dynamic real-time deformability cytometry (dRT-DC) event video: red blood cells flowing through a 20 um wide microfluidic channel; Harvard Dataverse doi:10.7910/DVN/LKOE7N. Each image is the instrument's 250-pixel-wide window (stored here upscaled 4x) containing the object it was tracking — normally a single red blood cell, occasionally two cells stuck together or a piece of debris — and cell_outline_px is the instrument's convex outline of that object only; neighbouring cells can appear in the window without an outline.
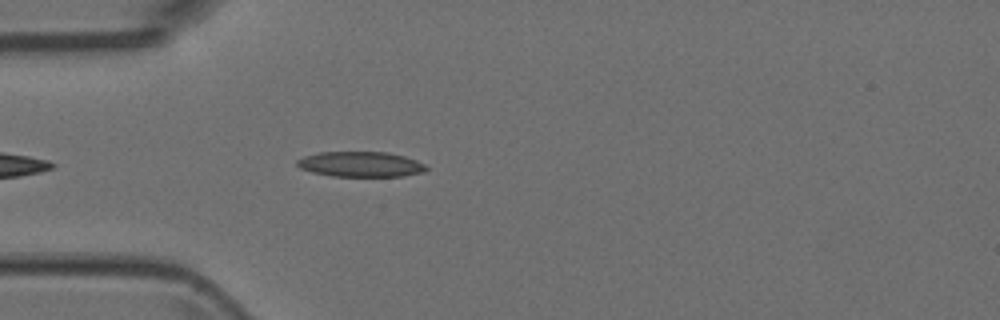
{"species": "Egyptian fruit bat (a non-hibernating species)", "species_latin": "Rousettus aegyptiacus", "temperature_condition": "room temperature", "stored_images_in_passage": 4, "camera_frame_rate_fps": 3000, "um_per_image_px": 0.085, "animal": {"sex": "female"}, "frame": {"image": 1, "passage_image": 4, "time_ms": 1.0, "image_size_px": [1000, 320], "cell_outline_px": [[428, 168], [424, 172], [404, 176], [332, 176], [312, 172], [300, 168], [296, 164], [296, 160], [304, 156], [320, 152], [388, 152], [404, 156], [416, 160], [424, 164]], "centroid_in_image_um": [30.65, 13.96], "position_along_channel_um": 54.3, "area_um2": 19.02}}